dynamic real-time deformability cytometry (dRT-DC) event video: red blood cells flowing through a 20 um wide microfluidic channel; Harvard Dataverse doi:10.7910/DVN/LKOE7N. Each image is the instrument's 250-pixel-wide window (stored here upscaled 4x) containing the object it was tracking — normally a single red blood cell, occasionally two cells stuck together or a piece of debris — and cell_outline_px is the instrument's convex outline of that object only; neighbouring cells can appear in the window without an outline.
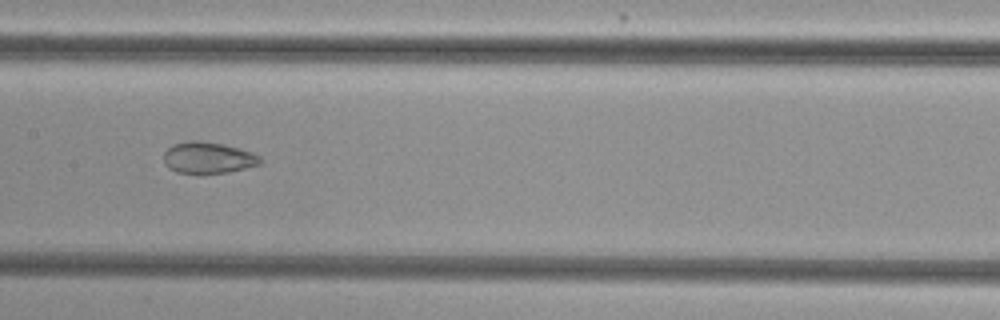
{"species": "common noctule bat (a hibernating species)", "species_latin": "Nyctalus noctula", "temperature_condition": "cold", "stored_images_in_passage": 46, "camera_frame_rate_fps": 3000, "um_per_image_px": 0.085, "animal": {"sex": "female", "body_mass_g": 29.2, "forearm_length_mm": 56.3}, "frame": {"image": 1, "passage_image": 21, "time_ms": 6.667, "image_size_px": [1000, 320], "cell_outline_px": [[260, 164], [228, 172], [200, 176], [176, 172], [168, 168], [164, 164], [164, 152], [172, 144], [188, 140], [196, 140], [224, 144], [260, 156]], "centroid_in_image_um": [17.6, 13.44], "position_along_channel_um": 189.8, "area_um2": 18.03}}
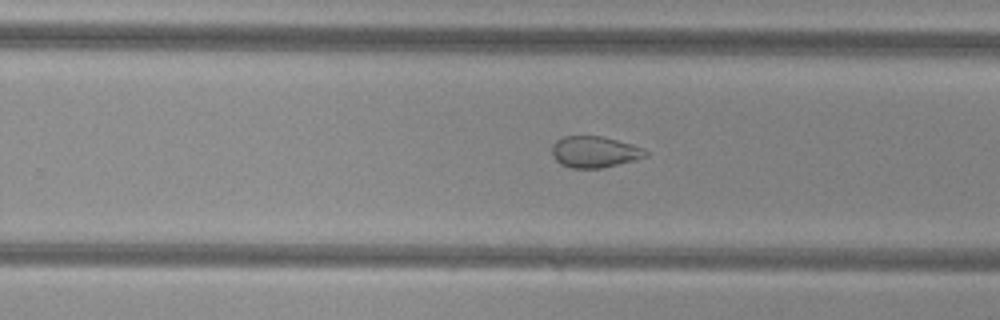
{"frame": {"image": 2, "passage_image": 28, "time_ms": 9.0, "image_size_px": [1000, 320], "cell_outline_px": [[648, 156], [636, 160], [600, 168], [572, 168], [560, 164], [552, 156], [552, 144], [556, 140], [564, 136], [604, 136], [632, 144], [644, 148], [648, 152]], "centroid_in_image_um": [50.55, 12.9], "position_along_channel_um": 279.3, "area_um2": 17.28}}
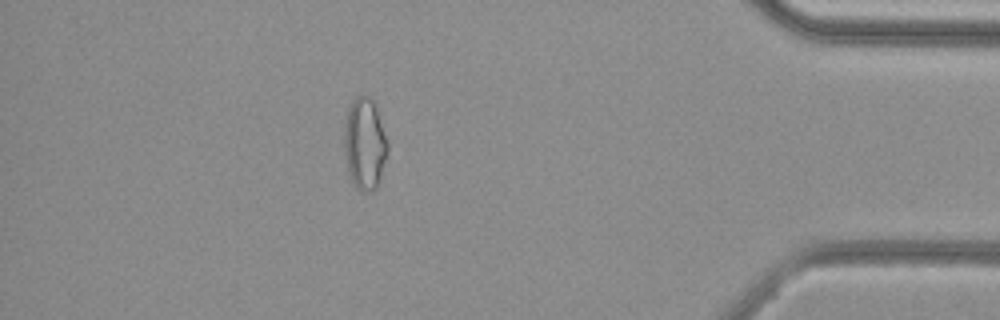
{"frame": {"image": 3, "passage_image": 41, "time_ms": 13.333, "image_size_px": [1000, 320], "cell_outline_px": [[388, 156], [376, 188], [372, 192], [356, 188], [352, 180], [348, 168], [344, 148], [344, 124], [348, 108], [352, 100], [360, 92], [368, 96], [372, 100], [376, 108], [388, 144]], "centroid_in_image_um": [31.0, 12.18], "position_along_channel_um": 404.2, "area_um2": 23.18}, "authors_computed_cell_mechanics": {"area_um2": 20.6346, "velocity_mm_per_s": 3.8554, "shape_relaxation_time_tau1_ms": null, "shape_relaxation_time_tau2_ms": 1.5604, "deformation_change_tau1": null, "deformation_change_tau2": 0.0575}}